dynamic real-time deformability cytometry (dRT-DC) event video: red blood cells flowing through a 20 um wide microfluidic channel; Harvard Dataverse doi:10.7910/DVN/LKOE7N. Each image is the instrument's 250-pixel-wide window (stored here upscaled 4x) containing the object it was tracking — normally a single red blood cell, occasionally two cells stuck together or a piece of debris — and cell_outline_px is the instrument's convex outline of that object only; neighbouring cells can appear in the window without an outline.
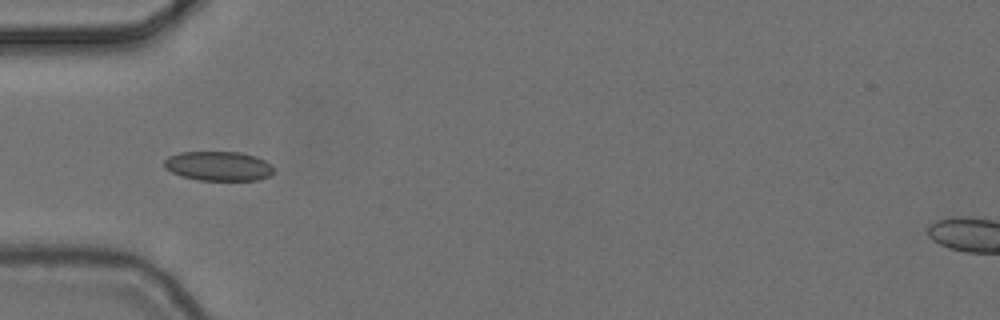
{"species": "common noctule bat (a hibernating species)", "species_latin": "Nyctalus noctula", "temperature_condition": "cold", "stored_images_in_passage": 7, "camera_frame_rate_fps": 3000, "um_per_image_px": 0.085, "animal": {"sex": "female", "body_mass_g": 24.6, "forearm_length_mm": 56.2}, "frame": {"image": 1, "passage_image": 3, "time_ms": 0.667, "image_size_px": [1000, 320], "cell_outline_px": [[272, 176], [260, 180], [200, 180], [184, 176], [172, 172], [164, 168], [164, 160], [168, 156], [180, 152], [240, 152], [256, 156], [272, 164]], "centroid_in_image_um": [18.59, 14.11], "position_along_channel_um": 66.4, "area_um2": 18.84}}
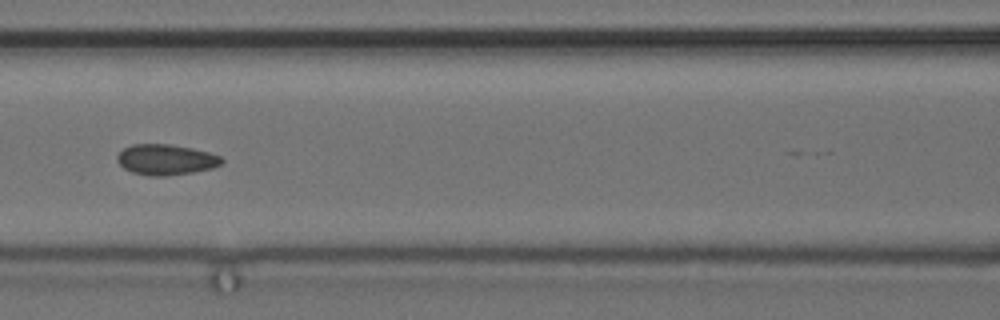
{"frame": {"image": 2, "passage_image": 5, "time_ms": 1.333, "image_size_px": [1000, 320], "cell_outline_px": [[224, 160], [220, 164], [212, 168], [192, 172], [168, 176], [148, 176], [132, 172], [124, 168], [116, 160], [116, 156], [124, 148], [132, 144], [168, 144], [192, 148], [208, 152], [220, 156]], "centroid_in_image_um": [14.08, 13.57], "position_along_channel_um": 152.5, "area_um2": 18.61}}
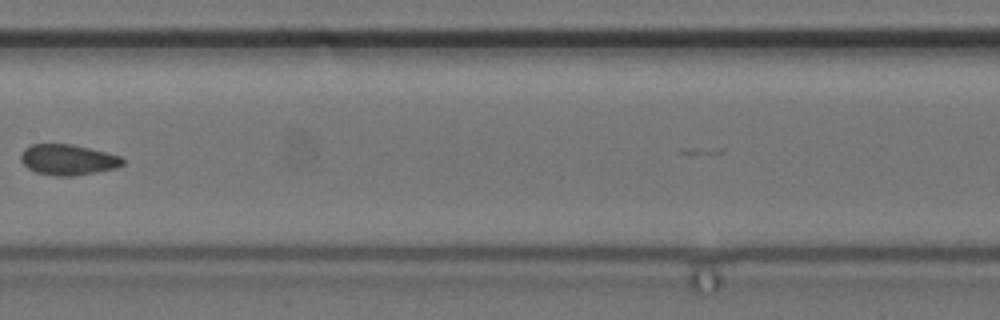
{"frame": {"image": 3, "passage_image": 6, "time_ms": 1.667, "image_size_px": [1000, 320], "cell_outline_px": [[124, 164], [116, 168], [96, 172], [72, 176], [56, 176], [36, 172], [28, 168], [20, 160], [20, 156], [24, 148], [32, 144], [68, 144], [88, 148], [120, 156], [124, 160]], "centroid_in_image_um": [5.75, 13.58], "position_along_channel_um": 201.6, "area_um2": 18.03}}